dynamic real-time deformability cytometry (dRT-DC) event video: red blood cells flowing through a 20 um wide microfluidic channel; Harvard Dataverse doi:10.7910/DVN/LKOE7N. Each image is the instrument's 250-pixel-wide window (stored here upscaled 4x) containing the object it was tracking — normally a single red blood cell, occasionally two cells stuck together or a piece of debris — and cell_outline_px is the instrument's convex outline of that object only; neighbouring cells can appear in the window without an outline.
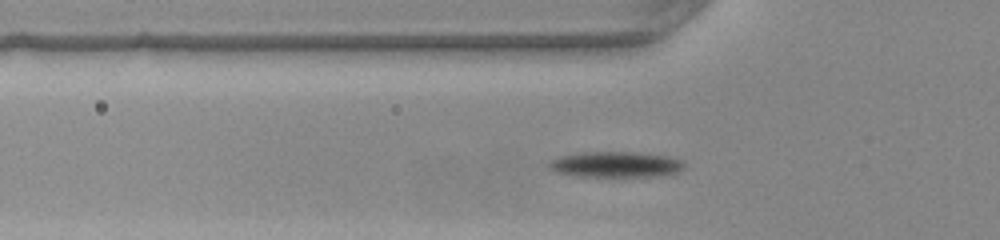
{"species": "common noctule bat (a hibernating species)", "species_latin": "Nyctalus noctula", "temperature_condition": "warm", "stored_images_in_passage": 44, "camera_frame_rate_fps": 3000, "um_per_image_px": 0.085, "animal": {"sex": "female", "body_mass_g": 22.0, "forearm_length_mm": 56.7}, "frame": {"image": 1, "passage_image": 7, "time_ms": 2.0, "image_size_px": [1000, 240], "cell_outline_px": [[684, 168], [680, 172], [656, 176], [580, 176], [556, 172], [548, 168], [548, 160], [560, 156], [584, 152], [640, 152], [668, 156], [684, 160]], "centroid_in_image_um": [52.36, 13.97], "position_along_channel_um": 73.4, "area_um2": 20.4}}
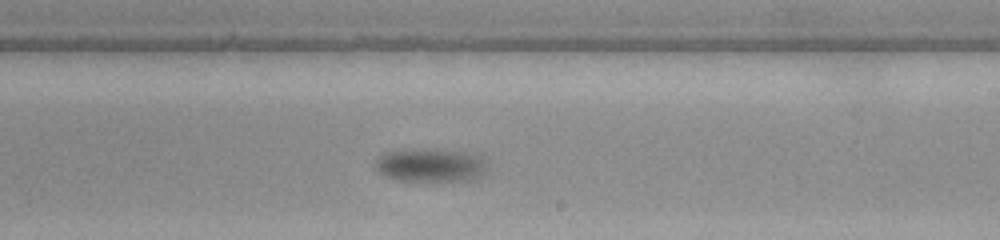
{"frame": {"image": 2, "passage_image": 21, "time_ms": 6.667, "image_size_px": [1000, 240], "cell_outline_px": [[488, 172], [480, 176], [468, 180], [396, 180], [384, 176], [376, 168], [376, 160], [380, 156], [388, 152], [468, 152], [480, 156], [488, 164]], "centroid_in_image_um": [36.68, 14.1], "position_along_channel_um": 252.3, "area_um2": 20.58}}
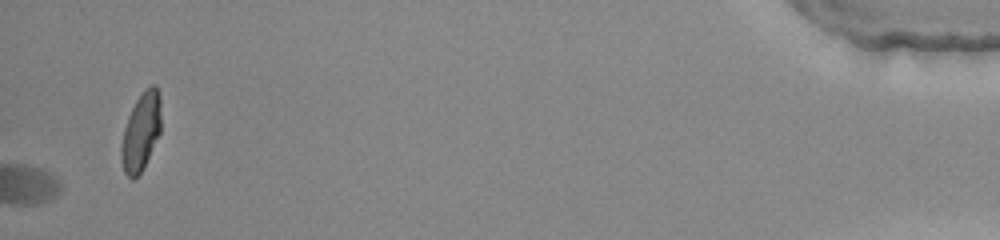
{"frame": {"image": 3, "passage_image": 44, "time_ms": 14.333, "image_size_px": [1000, 240], "cell_outline_px": [[160, 132], [144, 168], [132, 180], [124, 172], [120, 156], [120, 148], [124, 128], [128, 116], [136, 100], [144, 88], [152, 84], [156, 84], [160, 92]], "centroid_in_image_um": [11.98, 11.17], "position_along_channel_um": 423.2, "area_um2": 18.21}, "authors_computed_cell_mechanics": {"area_um2": 20.6924, "velocity_mm_per_s": 3.8343, "shape_relaxation_time_tau1_ms": 2.7, "shape_relaxation_time_tau2_ms": null, "deformation_change_tau1": 0.1466, "deformation_change_tau2": null}}